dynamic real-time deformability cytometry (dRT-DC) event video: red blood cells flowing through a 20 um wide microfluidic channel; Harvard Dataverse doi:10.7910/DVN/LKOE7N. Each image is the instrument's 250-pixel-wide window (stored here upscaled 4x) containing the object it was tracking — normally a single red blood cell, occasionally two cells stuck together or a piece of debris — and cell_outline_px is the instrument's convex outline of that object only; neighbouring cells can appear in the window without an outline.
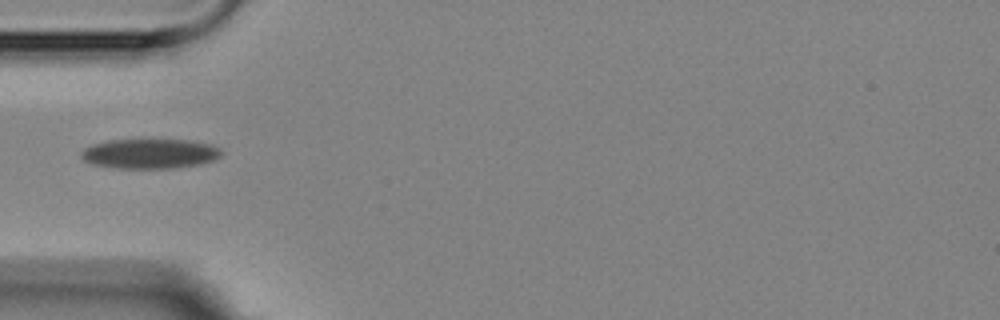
{"species": "Egyptian fruit bat (a non-hibernating species)", "species_latin": "Rousettus aegyptiacus", "temperature_condition": "room temperature", "stored_images_in_passage": 2, "camera_frame_rate_fps": 3000, "um_per_image_px": 0.085, "animal": {"sex": "female"}, "frame": {"image": 1, "passage_image": 1, "time_ms": 0.0, "image_size_px": [1000, 320], "cell_outline_px": [[224, 152], [216, 160], [200, 164], [172, 168], [120, 168], [92, 164], [84, 160], [80, 156], [80, 152], [84, 148], [92, 144], [108, 140], [152, 136], [192, 140], [212, 144], [220, 148]], "centroid_in_image_um": [12.78, 12.99], "position_along_channel_um": 72.2, "area_um2": 25.72}}
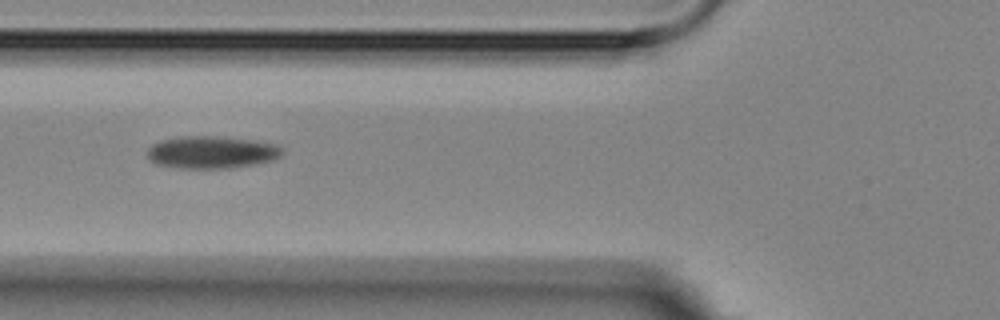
{"frame": {"image": 2, "passage_image": 2, "time_ms": 1.0, "image_size_px": [1000, 320], "cell_outline_px": [[284, 152], [280, 156], [272, 160], [252, 164], [228, 168], [180, 168], [156, 164], [148, 156], [148, 148], [152, 144], [160, 140], [180, 136], [224, 136], [256, 140], [276, 144]], "centroid_in_image_um": [17.99, 12.92], "position_along_channel_um": 107.8, "area_um2": 25.49}}